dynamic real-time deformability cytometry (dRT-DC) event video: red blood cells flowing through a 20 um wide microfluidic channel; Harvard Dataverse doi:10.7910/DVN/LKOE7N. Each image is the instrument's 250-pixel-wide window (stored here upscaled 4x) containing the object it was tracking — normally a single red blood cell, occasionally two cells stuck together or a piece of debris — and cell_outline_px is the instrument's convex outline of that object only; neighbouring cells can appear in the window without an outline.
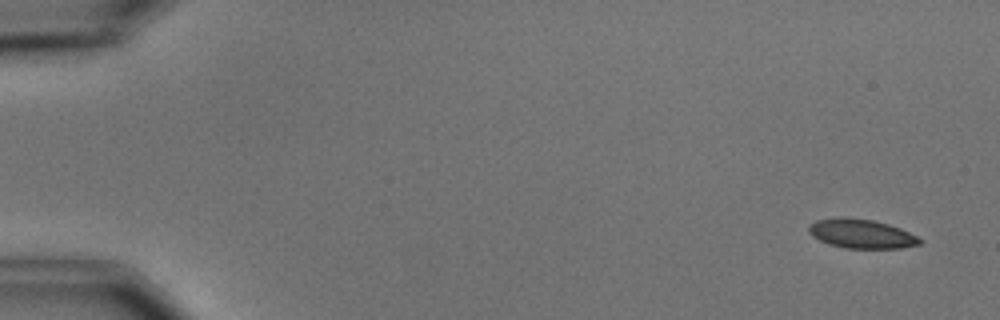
{"species": "common noctule bat (a hibernating species)", "species_latin": "Nyctalus noctula", "temperature_condition": "cold", "stored_images_in_passage": 4, "camera_frame_rate_fps": 3000, "um_per_image_px": 0.085, "animal": {"sex": "male", "body_mass_g": 15.6}, "frame": {"image": 1, "passage_image": 1, "time_ms": 0.0, "image_size_px": [1000, 320], "cell_outline_px": [[924, 240], [920, 244], [900, 248], [844, 248], [828, 244], [812, 236], [808, 232], [808, 224], [816, 220], [840, 216], [844, 216], [872, 220], [888, 224], [900, 228]], "centroid_in_image_um": [73.18, 19.86], "position_along_channel_um": 11.8, "area_um2": 19.02}}
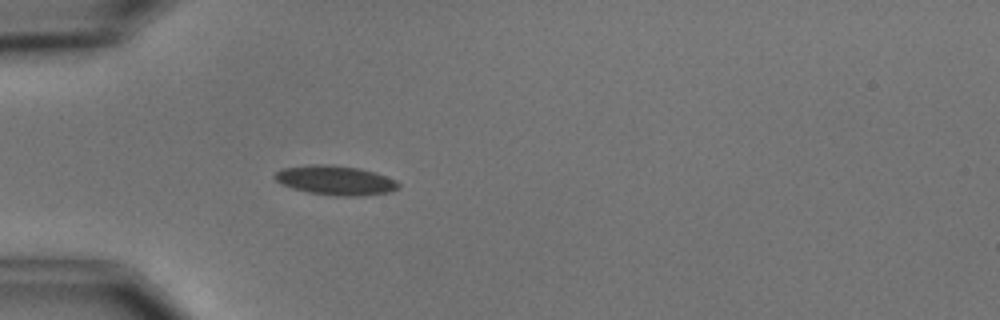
{"frame": {"image": 2, "passage_image": 4, "time_ms": 4.667, "image_size_px": [1000, 320], "cell_outline_px": [[400, 188], [388, 192], [360, 196], [336, 196], [308, 192], [292, 188], [280, 184], [272, 176], [280, 168], [308, 164], [328, 164], [360, 168], [376, 172], [396, 180], [400, 184]], "centroid_in_image_um": [28.49, 15.31], "position_along_channel_um": 56.5, "area_um2": 21.5}}